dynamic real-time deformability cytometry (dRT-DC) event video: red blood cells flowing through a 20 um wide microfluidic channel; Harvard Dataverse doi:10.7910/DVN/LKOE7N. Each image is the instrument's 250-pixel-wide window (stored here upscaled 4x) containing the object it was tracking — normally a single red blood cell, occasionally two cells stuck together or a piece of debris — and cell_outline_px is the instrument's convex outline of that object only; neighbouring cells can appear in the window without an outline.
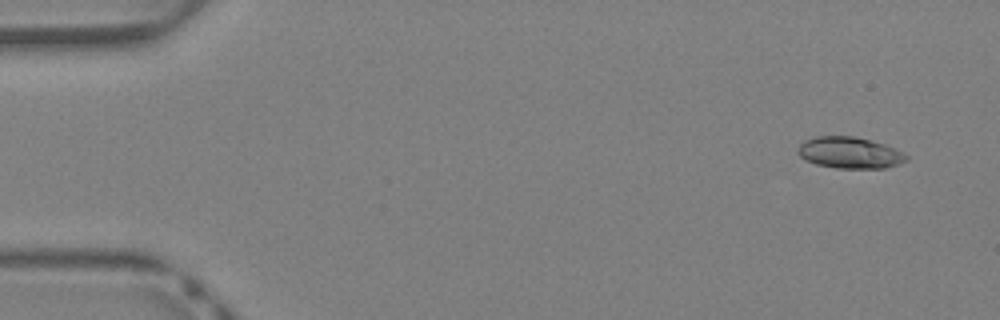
{"species": "Egyptian fruit bat (a non-hibernating species)", "species_latin": "Rousettus aegyptiacus", "temperature_condition": "warm", "stored_images_in_passage": 41, "camera_frame_rate_fps": 3000, "um_per_image_px": 0.085, "animal": {"sex": "female"}, "frame": {"image": 1, "passage_image": 3, "time_ms": 0.667, "image_size_px": [1000, 320], "cell_outline_px": [[908, 160], [900, 164], [884, 168], [836, 168], [816, 164], [804, 160], [796, 152], [800, 144], [804, 140], [816, 136], [852, 136], [884, 144], [908, 156]], "centroid_in_image_um": [72.18, 12.99], "position_along_channel_um": 12.8, "area_um2": 19.77}}
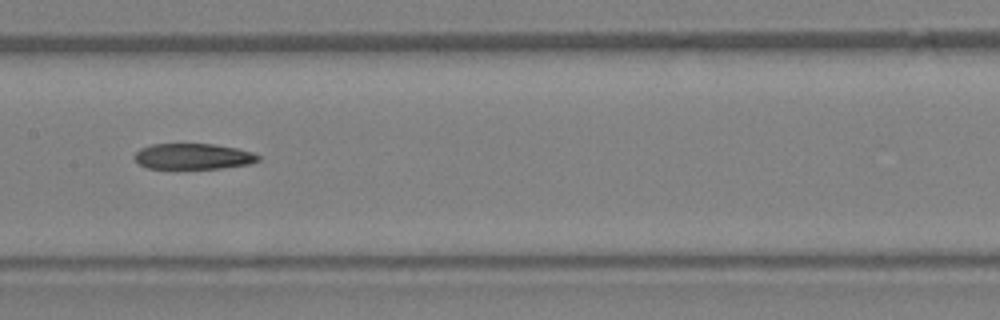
{"frame": {"image": 2, "passage_image": 21, "time_ms": 6.667, "image_size_px": [1000, 320], "cell_outline_px": [[260, 160], [248, 164], [220, 168], [148, 168], [140, 164], [132, 156], [140, 148], [152, 144], [212, 144], [236, 148], [252, 152], [260, 156]], "centroid_in_image_um": [16.4, 13.29], "position_along_channel_um": 191.0, "area_um2": 18.44}}
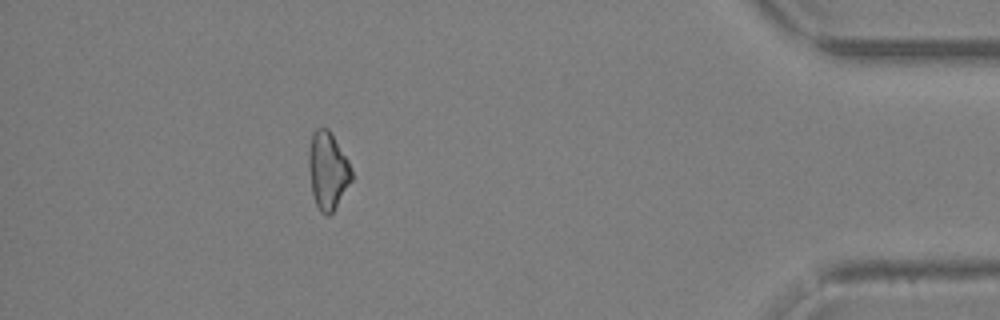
{"frame": {"image": 3, "passage_image": 37, "time_ms": 12.0, "image_size_px": [1000, 320], "cell_outline_px": [[352, 180], [332, 212], [328, 216], [324, 216], [320, 212], [316, 204], [312, 192], [308, 168], [308, 152], [312, 132], [316, 128], [328, 128], [348, 160], [352, 168]], "centroid_in_image_um": [27.84, 14.49], "position_along_channel_um": 407.4, "area_um2": 19.36}}